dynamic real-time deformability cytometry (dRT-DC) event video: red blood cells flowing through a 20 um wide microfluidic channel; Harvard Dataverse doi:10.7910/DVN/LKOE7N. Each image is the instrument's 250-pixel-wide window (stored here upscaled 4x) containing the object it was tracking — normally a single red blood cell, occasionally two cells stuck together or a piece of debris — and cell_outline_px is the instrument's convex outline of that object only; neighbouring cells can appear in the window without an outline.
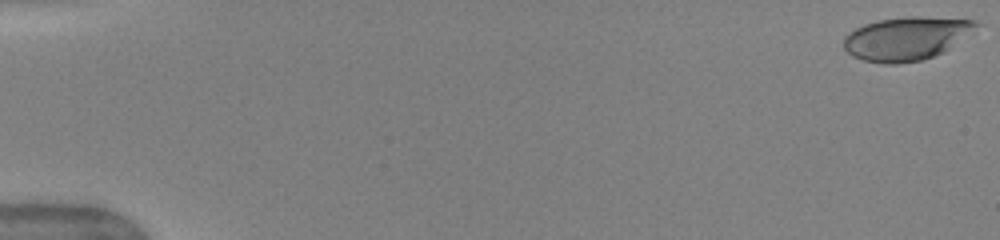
{"species": "human", "species_latin": "Homo sapiens", "temperature_condition": "warm", "stored_images_in_passage": 2, "camera_frame_rate_fps": 3000, "um_per_image_px": 0.085, "donor": {"sex": "female"}, "frame": {"image": 1, "passage_image": 1, "time_ms": 0.0, "image_size_px": [1000, 240], "cell_outline_px": [[980, 24], [944, 52], [920, 60], [896, 64], [884, 64], [864, 60], [852, 56], [844, 48], [844, 36], [856, 28], [864, 24], [876, 20], [908, 16], [920, 16], [976, 20]], "centroid_in_image_um": [77.0, 3.26], "position_along_channel_um": 8.0, "area_um2": 33.23}}